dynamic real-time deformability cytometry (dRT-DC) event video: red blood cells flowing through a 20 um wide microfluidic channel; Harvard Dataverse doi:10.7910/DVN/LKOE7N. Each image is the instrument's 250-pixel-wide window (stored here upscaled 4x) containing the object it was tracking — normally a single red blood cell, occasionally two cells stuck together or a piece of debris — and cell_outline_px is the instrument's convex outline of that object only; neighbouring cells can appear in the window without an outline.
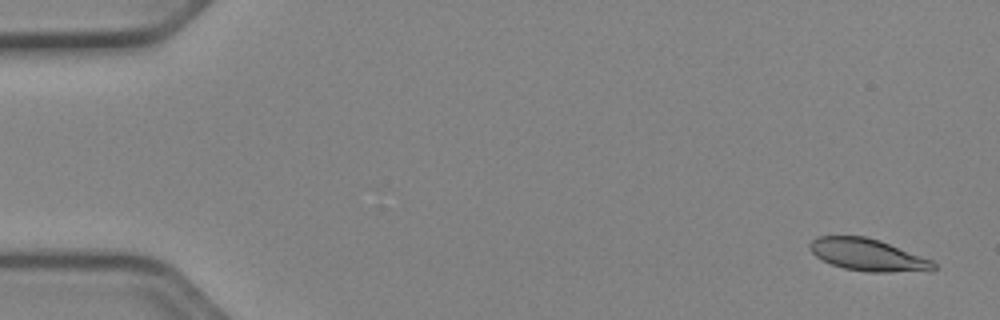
{"species": "Egyptian fruit bat (a non-hibernating species)", "species_latin": "Rousettus aegyptiacus", "temperature_condition": "cold", "stored_images_in_passage": 53, "camera_frame_rate_fps": 3000, "um_per_image_px": 0.085, "animal": {"sex": "female"}, "frame": {"image": 1, "passage_image": 3, "time_ms": 0.667, "image_size_px": [1000, 320], "cell_outline_px": [[936, 268], [932, 272], [868, 272], [844, 268], [832, 264], [816, 256], [808, 248], [808, 244], [816, 236], [864, 236], [880, 240], [932, 260], [936, 264]], "centroid_in_image_um": [73.81, 21.67], "position_along_channel_um": 11.2, "area_um2": 23.35}}
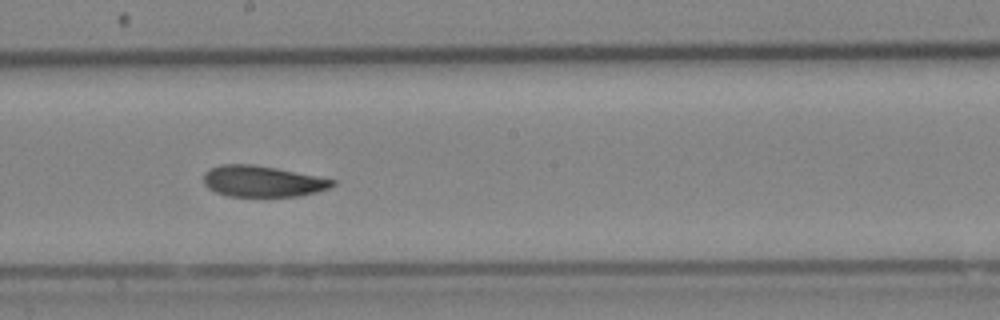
{"frame": {"image": 2, "passage_image": 30, "time_ms": 9.667, "image_size_px": [1000, 320], "cell_outline_px": [[336, 184], [328, 188], [316, 192], [300, 196], [228, 196], [216, 192], [208, 188], [204, 184], [204, 172], [208, 168], [220, 164], [252, 164], [276, 168], [336, 180]], "centroid_in_image_um": [22.27, 15.4], "position_along_channel_um": 225.9, "area_um2": 23.35}}
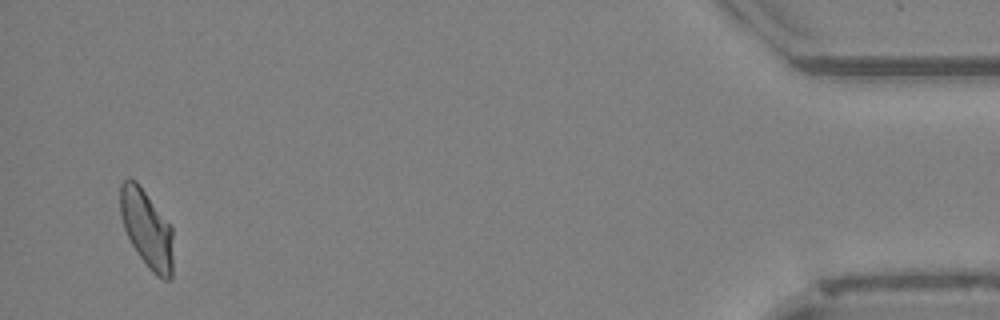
{"frame": {"image": 3, "passage_image": 51, "time_ms": 16.667, "image_size_px": [1000, 320], "cell_outline_px": [[172, 276], [168, 280], [164, 280], [156, 276], [148, 268], [132, 244], [124, 228], [120, 212], [120, 184], [128, 176], [136, 180], [172, 228]], "centroid_in_image_um": [12.46, 19.44], "position_along_channel_um": 422.7, "area_um2": 23.76}, "authors_computed_cell_mechanics": {"area_um2": 23.9292, "velocity_mm_per_s": 3.9302, "shape_relaxation_time_tau1_ms": 5.6555, "shape_relaxation_time_tau2_ms": 8.6378, "deformation_change_tau1": 0.135, "deformation_change_tau2": 0.1342}}